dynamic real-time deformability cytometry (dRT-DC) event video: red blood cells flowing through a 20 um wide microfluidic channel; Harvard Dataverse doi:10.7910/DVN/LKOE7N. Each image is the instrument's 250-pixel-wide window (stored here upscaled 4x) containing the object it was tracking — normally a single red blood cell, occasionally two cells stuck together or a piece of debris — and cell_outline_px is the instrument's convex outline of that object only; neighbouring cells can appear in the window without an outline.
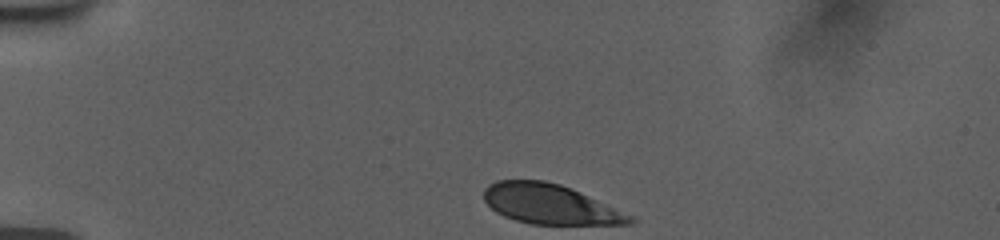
{"species": "human", "species_latin": "Homo sapiens", "temperature_condition": "room temperature", "stored_images_in_passage": 36, "camera_frame_rate_fps": 3000, "um_per_image_px": 0.085, "donor": {"sex": "female"}, "frame": {"image": 1, "passage_image": 1, "time_ms": 0.0, "image_size_px": [1000, 240], "cell_outline_px": [[636, 220], [632, 224], [532, 224], [516, 220], [504, 216], [496, 212], [484, 200], [484, 188], [488, 184], [496, 180], [544, 180], [560, 184], [580, 192], [636, 216]], "centroid_in_image_um": [46.78, 17.35], "position_along_channel_um": 38.2, "area_um2": 33.99}}
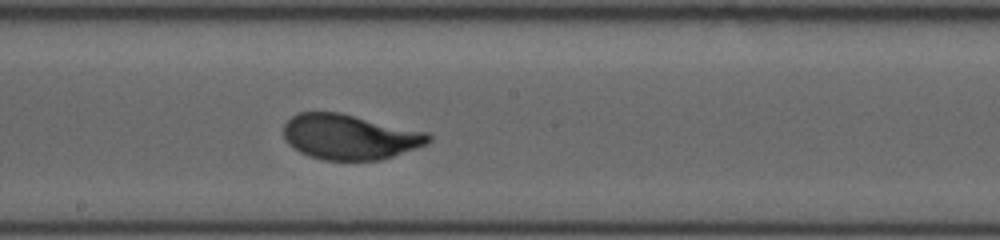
{"frame": {"image": 2, "passage_image": 20, "time_ms": 6.333, "image_size_px": [1000, 240], "cell_outline_px": [[432, 140], [428, 144], [380, 160], [324, 160], [308, 156], [292, 148], [284, 140], [284, 124], [292, 116], [300, 112], [340, 112], [428, 132], [432, 136]], "centroid_in_image_um": [29.72, 11.63], "position_along_channel_um": 218.5, "area_um2": 38.38}}
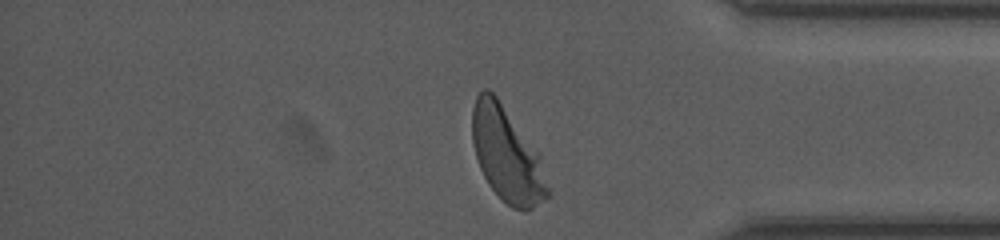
{"frame": {"image": 3, "passage_image": 35, "time_ms": 11.333, "image_size_px": [1000, 240], "cell_outline_px": [[548, 196], [532, 208], [524, 212], [512, 208], [488, 184], [480, 168], [476, 156], [472, 140], [472, 108], [476, 96], [484, 88], [488, 88], [496, 96], [540, 152], [548, 188]], "centroid_in_image_um": [43.08, 13.12], "position_along_channel_um": 392.1, "area_um2": 41.44}, "authors_computed_cell_mechanics": {"area_um2": 38.3214, "velocity_mm_per_s": 3.7381, "shape_relaxation_time_tau1_ms": 2.7216, "shape_relaxation_time_tau2_ms": null, "deformation_change_tau1": 0.164, "deformation_change_tau2": null}}